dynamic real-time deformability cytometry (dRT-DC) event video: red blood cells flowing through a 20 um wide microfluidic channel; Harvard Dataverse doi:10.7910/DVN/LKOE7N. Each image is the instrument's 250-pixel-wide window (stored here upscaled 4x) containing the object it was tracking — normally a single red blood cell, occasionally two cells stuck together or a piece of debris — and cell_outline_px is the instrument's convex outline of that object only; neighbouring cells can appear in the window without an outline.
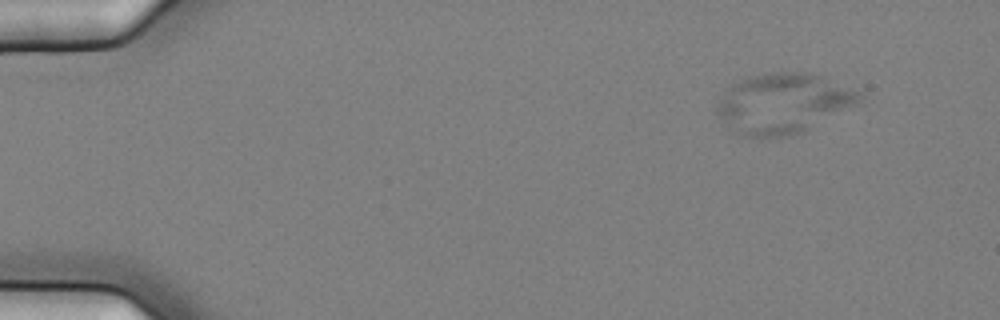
{"species": "common noctule bat (a hibernating species)", "species_latin": "Nyctalus noctula", "temperature_condition": "cold", "stored_images_in_passage": 5, "camera_frame_rate_fps": 3000, "um_per_image_px": 0.085, "animal": {"sex": "female", "body_mass_g": 25.1}, "frame": {"image": 1, "passage_image": 1, "time_ms": 0.0, "image_size_px": [1000, 320], "cell_outline_px": [[864, 100], [800, 132], [788, 136], [740, 136], [716, 112], [716, 104], [728, 88], [732, 84], [744, 76], [772, 72], [812, 72], [864, 88]], "centroid_in_image_um": [66.67, 8.71], "position_along_channel_um": 18.3, "area_um2": 50.34}}
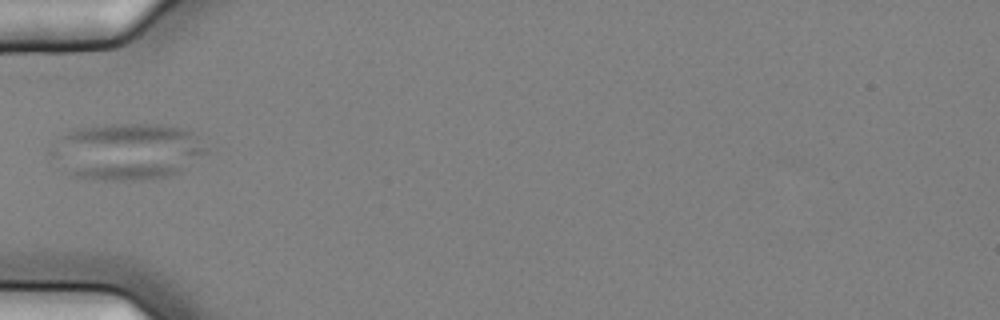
{"frame": {"image": 2, "passage_image": 5, "time_ms": 1.333, "image_size_px": [1000, 320], "cell_outline_px": [[208, 152], [180, 172], [164, 176], [144, 180], [104, 180], [76, 176], [68, 172], [48, 152], [48, 148], [72, 128], [104, 124], [160, 124], [184, 128], [192, 132], [208, 148]], "centroid_in_image_um": [10.8, 12.85], "position_along_channel_um": 74.2, "area_um2": 51.33}}